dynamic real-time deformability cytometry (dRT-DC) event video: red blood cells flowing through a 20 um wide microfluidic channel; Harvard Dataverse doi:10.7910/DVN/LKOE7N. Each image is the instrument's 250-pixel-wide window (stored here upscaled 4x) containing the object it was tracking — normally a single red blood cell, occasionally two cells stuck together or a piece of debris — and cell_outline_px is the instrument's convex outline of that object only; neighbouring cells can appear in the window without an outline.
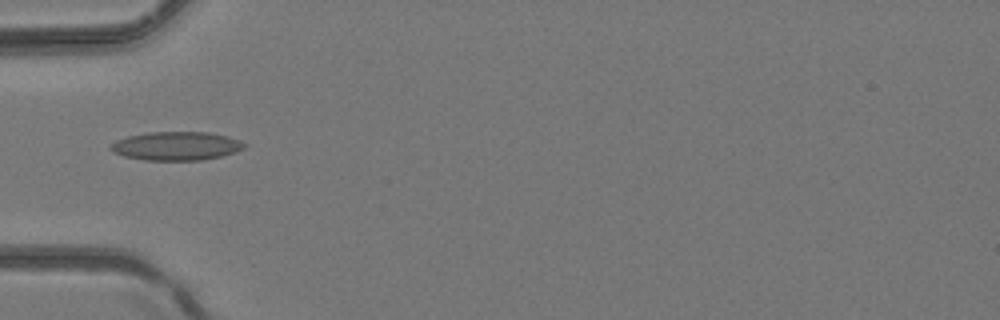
{"species": "common noctule bat (a hibernating species)", "species_latin": "Nyctalus noctula", "temperature_condition": "room temperature", "stored_images_in_passage": 5, "camera_frame_rate_fps": 3000, "um_per_image_px": 0.085, "animal": {"sex": "female", "body_mass_g": 24.6, "forearm_length_mm": 56.2}, "frame": {"image": 1, "passage_image": 5, "time_ms": 1.333, "image_size_px": [1000, 320], "cell_outline_px": [[248, 144], [244, 148], [236, 152], [204, 160], [144, 160], [124, 156], [112, 152], [108, 148], [108, 144], [116, 140], [128, 136], [148, 132], [208, 132], [228, 136]], "centroid_in_image_um": [14.96, 12.41], "position_along_channel_um": 70.0, "area_um2": 22.48}}